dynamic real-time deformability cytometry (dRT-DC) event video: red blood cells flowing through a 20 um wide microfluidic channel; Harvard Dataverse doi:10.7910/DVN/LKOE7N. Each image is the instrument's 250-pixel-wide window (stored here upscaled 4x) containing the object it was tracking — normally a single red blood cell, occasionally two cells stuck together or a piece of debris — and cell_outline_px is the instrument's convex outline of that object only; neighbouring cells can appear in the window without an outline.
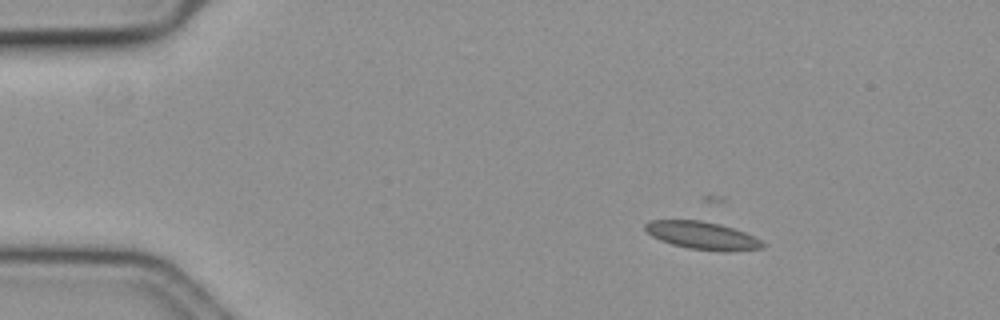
{"species": "common noctule bat (a hibernating species)", "species_latin": "Nyctalus noctula", "temperature_condition": "cold", "stored_images_in_passage": 39, "camera_frame_rate_fps": 3000, "um_per_image_px": 0.085, "animal": {"sex": "female", "body_mass_g": 19.3, "forearm_length_mm": 54.1}, "frame": {"image": 1, "passage_image": 1, "time_ms": 0.0, "image_size_px": [1000, 320], "cell_outline_px": [[764, 248], [728, 252], [724, 252], [688, 248], [672, 244], [660, 240], [652, 236], [644, 228], [644, 224], [648, 220], [700, 220], [720, 224], [744, 232], [760, 240], [764, 244]], "centroid_in_image_um": [59.68, 20.02], "position_along_channel_um": 25.3, "area_um2": 18.96}}
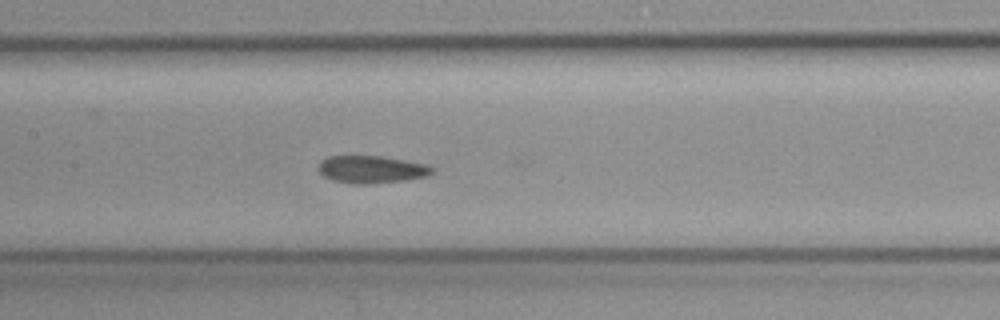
{"frame": {"image": 2, "passage_image": 20, "time_ms": 6.333, "image_size_px": [1000, 320], "cell_outline_px": [[436, 168], [428, 176], [408, 180], [372, 184], [352, 184], [332, 180], [324, 176], [316, 168], [320, 160], [328, 156], [380, 156], [428, 164]], "centroid_in_image_um": [31.58, 14.41], "position_along_channel_um": 175.8, "area_um2": 18.55}}
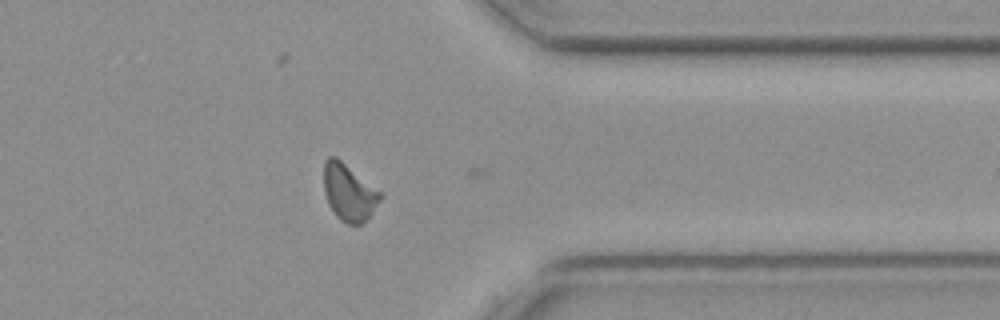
{"frame": {"image": 3, "passage_image": 38, "time_ms": 12.333, "image_size_px": [1000, 320], "cell_outline_px": [[384, 196], [372, 212], [360, 224], [348, 224], [340, 220], [336, 216], [328, 204], [324, 192], [324, 160], [328, 156], [336, 156], [380, 192]], "centroid_in_image_um": [29.63, 16.34], "position_along_channel_um": 381.8, "area_um2": 18.5}, "authors_computed_cell_mechanics": {"area_um2": 18.5538, "velocity_mm_per_s": 3.5933, "shape_relaxation_time_tau1_ms": null, "shape_relaxation_time_tau2_ms": 5.7577, "deformation_change_tau1": null, "deformation_change_tau2": 0.0779}}